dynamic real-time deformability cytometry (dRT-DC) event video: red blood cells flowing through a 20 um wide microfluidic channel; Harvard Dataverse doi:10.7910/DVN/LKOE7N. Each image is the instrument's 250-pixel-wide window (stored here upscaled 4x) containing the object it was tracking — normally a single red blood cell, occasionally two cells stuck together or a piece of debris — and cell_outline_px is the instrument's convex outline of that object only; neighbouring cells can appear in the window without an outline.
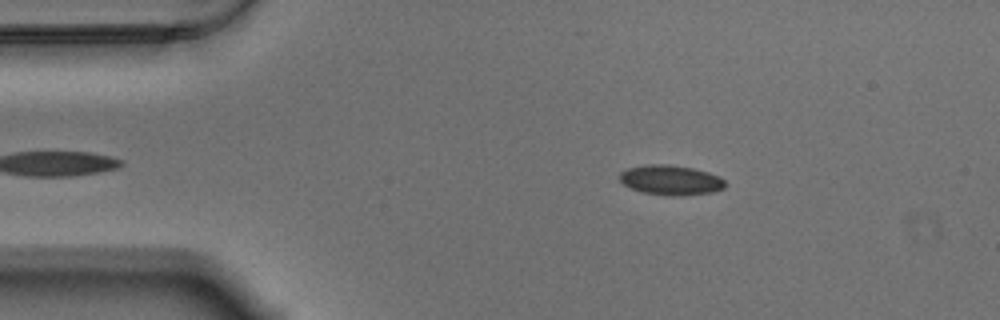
{"species": "Egyptian fruit bat (a non-hibernating species)", "species_latin": "Rousettus aegyptiacus", "temperature_condition": "warm", "stored_images_in_passage": 41, "camera_frame_rate_fps": 3000, "um_per_image_px": 0.085, "animal": {"sex": "male"}, "frame": {"image": 1, "passage_image": 6, "time_ms": 1.667, "image_size_px": [1000, 320], "cell_outline_px": [[728, 184], [724, 188], [712, 192], [680, 196], [668, 196], [644, 192], [632, 188], [624, 184], [620, 180], [620, 172], [628, 168], [644, 164], [668, 164], [692, 168], [708, 172], [720, 176]], "centroid_in_image_um": [57.04, 15.3], "position_along_channel_um": 28.0, "area_um2": 18.44}}
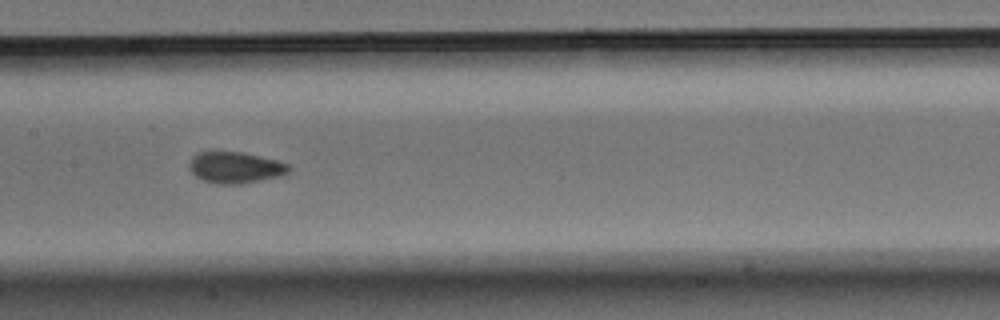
{"frame": {"image": 2, "passage_image": 24, "time_ms": 7.667, "image_size_px": [1000, 320], "cell_outline_px": [[292, 168], [288, 172], [280, 176], [240, 184], [216, 184], [200, 180], [188, 168], [188, 164], [192, 156], [200, 152], [240, 152], [260, 156], [276, 160], [288, 164]], "centroid_in_image_um": [19.97, 14.25], "position_along_channel_um": 187.4, "area_um2": 18.21}}
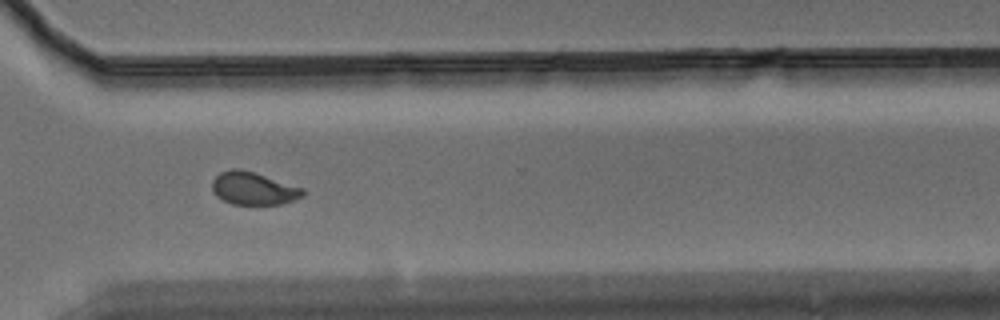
{"frame": {"image": 3, "passage_image": 38, "time_ms": 12.333, "image_size_px": [1000, 320], "cell_outline_px": [[304, 196], [280, 204], [232, 204], [216, 196], [212, 188], [212, 180], [220, 172], [232, 168], [240, 168], [304, 188]], "centroid_in_image_um": [21.52, 16.01], "position_along_channel_um": 349.1, "area_um2": 17.17}, "authors_computed_cell_mechanics": {"area_um2": 18.1492, "velocity_mm_per_s": 3.4676, "shape_relaxation_time_tau1_ms": 5.1553, "shape_relaxation_time_tau2_ms": 0.9707, "deformation_change_tau1": 0.1094, "deformation_change_tau2": 0.0528}}